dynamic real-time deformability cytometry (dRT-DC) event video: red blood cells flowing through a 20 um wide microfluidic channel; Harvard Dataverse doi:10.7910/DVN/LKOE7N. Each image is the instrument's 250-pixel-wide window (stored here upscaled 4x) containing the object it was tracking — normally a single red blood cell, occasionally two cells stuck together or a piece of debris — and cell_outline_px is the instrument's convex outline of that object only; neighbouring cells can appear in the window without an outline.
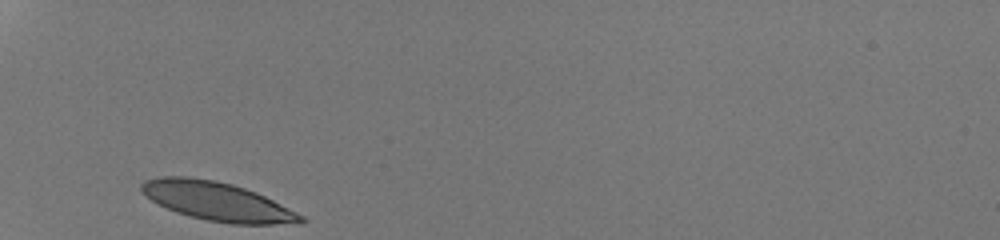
{"species": "human", "species_latin": "Homo sapiens", "temperature_condition": "room temperature", "stored_images_in_passage": 26, "camera_frame_rate_fps": 3000, "um_per_image_px": 0.085, "donor": {"sex": "male"}, "frame": {"image": 1, "passage_image": 1, "time_ms": 0.0, "image_size_px": [1000, 240], "cell_outline_px": [[308, 220], [272, 224], [232, 224], [208, 220], [176, 212], [156, 204], [140, 192], [140, 184], [144, 180], [160, 176], [188, 176], [216, 180], [232, 184], [256, 192], [304, 216]], "centroid_in_image_um": [18.36, 17.09], "position_along_channel_um": 66.6, "area_um2": 35.72}}
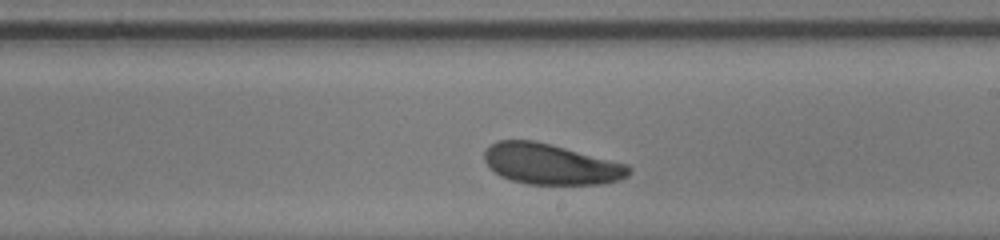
{"frame": {"image": 2, "passage_image": 15, "time_ms": 4.667, "image_size_px": [1000, 240], "cell_outline_px": [[632, 172], [628, 176], [620, 180], [600, 184], [528, 184], [512, 180], [500, 176], [484, 160], [484, 152], [496, 140], [536, 140], [552, 144], [628, 164], [632, 168]], "centroid_in_image_um": [46.86, 13.94], "position_along_channel_um": 242.1, "area_um2": 34.33}}
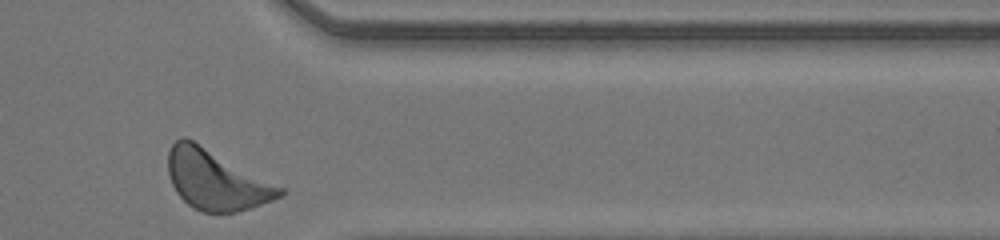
{"frame": {"image": 3, "passage_image": 26, "time_ms": 8.333, "image_size_px": [1000, 240], "cell_outline_px": [[284, 192], [280, 196], [272, 200], [252, 208], [236, 212], [204, 212], [188, 204], [176, 192], [168, 176], [168, 152], [172, 144], [180, 136], [184, 136], [192, 140], [284, 188]], "centroid_in_image_um": [18.34, 15.29], "position_along_channel_um": 393.1, "area_um2": 38.38}, "authors_computed_cell_mechanics": {"area_um2": 35.4603, "velocity_mm_per_s": 4.1625, "shape_relaxation_time_tau1_ms": 1.1687, "shape_relaxation_time_tau2_ms": null, "deformation_change_tau1": 0.0733, "deformation_change_tau2": null}}